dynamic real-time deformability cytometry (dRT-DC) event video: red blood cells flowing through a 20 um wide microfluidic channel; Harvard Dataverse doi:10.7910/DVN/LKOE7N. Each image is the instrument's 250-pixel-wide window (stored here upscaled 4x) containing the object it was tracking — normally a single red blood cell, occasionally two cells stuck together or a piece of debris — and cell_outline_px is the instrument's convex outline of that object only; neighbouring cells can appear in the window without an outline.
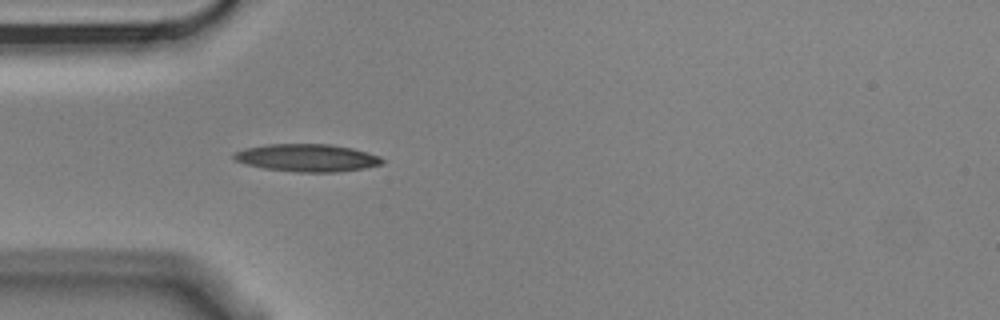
{"species": "Egyptian fruit bat (a non-hibernating species)", "species_latin": "Rousettus aegyptiacus", "temperature_condition": "cold", "stored_images_in_passage": 5, "camera_frame_rate_fps": 3000, "um_per_image_px": 0.085, "animal": {"sex": "male"}, "frame": {"image": 1, "passage_image": 5, "time_ms": 1.333, "image_size_px": [1000, 320], "cell_outline_px": [[384, 164], [364, 168], [336, 172], [296, 172], [264, 168], [248, 164], [236, 160], [232, 156], [236, 152], [244, 148], [268, 144], [332, 144], [352, 148], [368, 152], [380, 156], [384, 160]], "centroid_in_image_um": [26.15, 13.41], "position_along_channel_um": 58.8, "area_um2": 23.81}}